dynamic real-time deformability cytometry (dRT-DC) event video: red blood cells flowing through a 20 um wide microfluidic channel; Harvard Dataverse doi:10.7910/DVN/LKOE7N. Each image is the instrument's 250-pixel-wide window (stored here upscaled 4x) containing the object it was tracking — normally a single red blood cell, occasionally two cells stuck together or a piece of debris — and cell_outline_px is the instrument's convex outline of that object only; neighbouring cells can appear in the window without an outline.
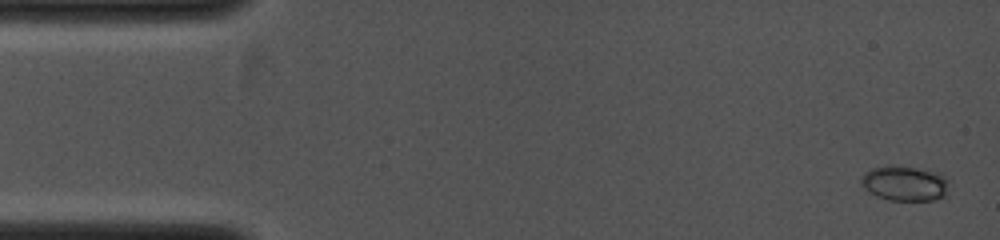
{"species": "common noctule bat (a hibernating species)", "species_latin": "Nyctalus noctula", "temperature_condition": "cold", "stored_images_in_passage": 7, "camera_frame_rate_fps": 4000, "um_per_image_px": 0.085, "animal": {"sex": "female", "body_mass_g": 19.0, "forearm_length_mm": 53.3}, "frame": {"image": 1, "passage_image": 1, "time_ms": 0.0, "image_size_px": [1000, 240], "cell_outline_px": [[948, 196], [936, 200], [888, 200], [876, 196], [864, 188], [860, 180], [860, 176], [864, 172], [872, 168], [912, 168], [940, 172], [948, 180]], "centroid_in_image_um": [76.95, 15.63], "position_along_channel_um": 8.0, "area_um2": 17.69}}
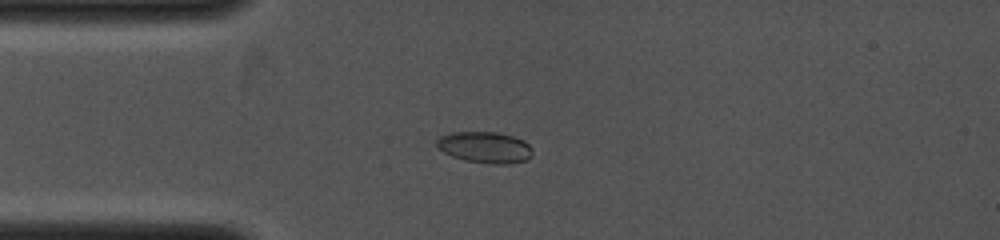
{"frame": {"image": 2, "passage_image": 7, "time_ms": 2.75, "image_size_px": [1000, 240], "cell_outline_px": [[532, 156], [528, 160], [504, 164], [492, 164], [464, 160], [452, 156], [444, 152], [436, 144], [436, 140], [440, 136], [452, 132], [496, 132], [512, 136], [524, 140], [532, 148]], "centroid_in_image_um": [41.24, 12.52], "position_along_channel_um": 43.8, "area_um2": 17.46}}